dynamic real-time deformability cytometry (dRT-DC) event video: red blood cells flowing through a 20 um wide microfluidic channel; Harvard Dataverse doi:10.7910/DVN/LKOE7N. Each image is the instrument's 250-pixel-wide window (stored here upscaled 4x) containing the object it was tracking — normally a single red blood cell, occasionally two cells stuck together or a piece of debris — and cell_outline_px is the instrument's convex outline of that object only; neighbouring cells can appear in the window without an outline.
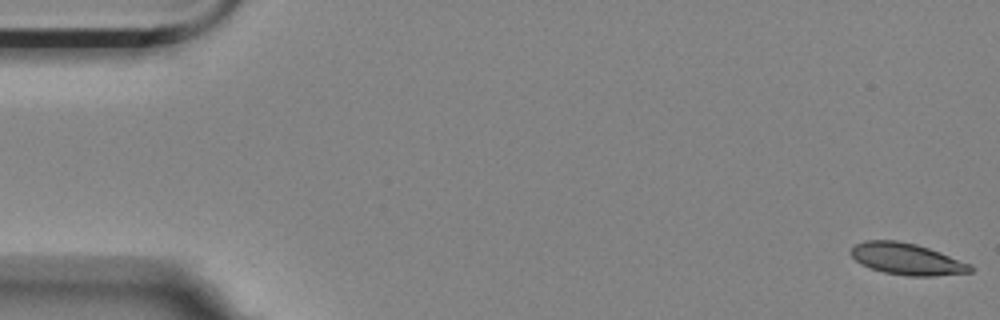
{"species": "Egyptian fruit bat (a non-hibernating species)", "species_latin": "Rousettus aegyptiacus", "temperature_condition": "room temperature", "stored_images_in_passage": 6, "camera_frame_rate_fps": 3000, "um_per_image_px": 0.085, "animal": {"sex": "female"}, "frame": {"image": 1, "passage_image": 1, "time_ms": 0.0, "image_size_px": [1000, 320], "cell_outline_px": [[976, 268], [972, 272], [932, 276], [908, 276], [884, 272], [872, 268], [856, 260], [852, 256], [852, 248], [856, 244], [864, 240], [896, 240], [916, 244], [940, 252], [972, 264]], "centroid_in_image_um": [77.15, 22.01], "position_along_channel_um": 7.9, "area_um2": 21.85}}
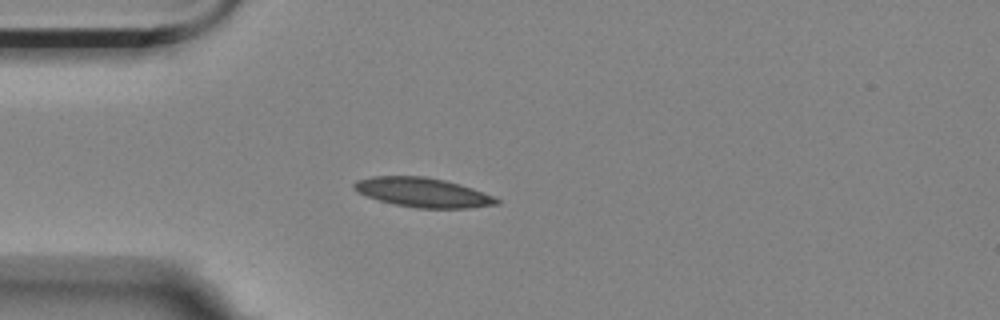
{"frame": {"image": 2, "passage_image": 5, "time_ms": 1.333, "image_size_px": [1000, 320], "cell_outline_px": [[500, 204], [468, 208], [416, 208], [396, 204], [380, 200], [356, 192], [352, 188], [352, 184], [356, 180], [372, 176], [424, 176], [444, 180], [460, 184], [472, 188], [492, 196], [500, 200]], "centroid_in_image_um": [35.91, 16.35], "position_along_channel_um": 49.1, "area_um2": 24.33}}